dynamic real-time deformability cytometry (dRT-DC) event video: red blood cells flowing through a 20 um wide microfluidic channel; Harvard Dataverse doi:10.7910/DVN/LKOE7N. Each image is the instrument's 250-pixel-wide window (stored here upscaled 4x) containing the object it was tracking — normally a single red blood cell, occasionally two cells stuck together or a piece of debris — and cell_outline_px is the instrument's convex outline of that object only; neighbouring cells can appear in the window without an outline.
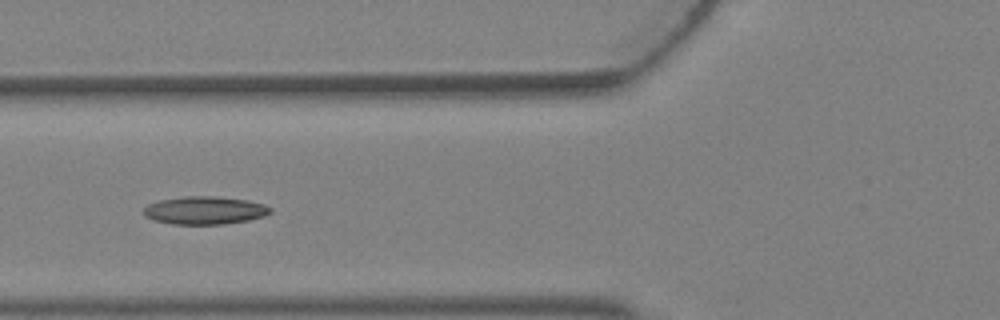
{"species": "Egyptian fruit bat (a non-hibernating species)", "species_latin": "Rousettus aegyptiacus", "temperature_condition": "warm", "stored_images_in_passage": 5, "camera_frame_rate_fps": 3000, "um_per_image_px": 0.085, "animal": {"sex": "female"}, "frame": {"image": 1, "passage_image": 5, "time_ms": 1.333, "image_size_px": [1000, 320], "cell_outline_px": [[272, 212], [264, 216], [248, 220], [224, 224], [172, 224], [156, 220], [144, 216], [144, 208], [148, 204], [160, 200], [184, 196], [216, 196], [248, 200], [264, 204], [272, 208]], "centroid_in_image_um": [17.43, 17.87], "position_along_channel_um": 108.4, "area_um2": 20.63}}